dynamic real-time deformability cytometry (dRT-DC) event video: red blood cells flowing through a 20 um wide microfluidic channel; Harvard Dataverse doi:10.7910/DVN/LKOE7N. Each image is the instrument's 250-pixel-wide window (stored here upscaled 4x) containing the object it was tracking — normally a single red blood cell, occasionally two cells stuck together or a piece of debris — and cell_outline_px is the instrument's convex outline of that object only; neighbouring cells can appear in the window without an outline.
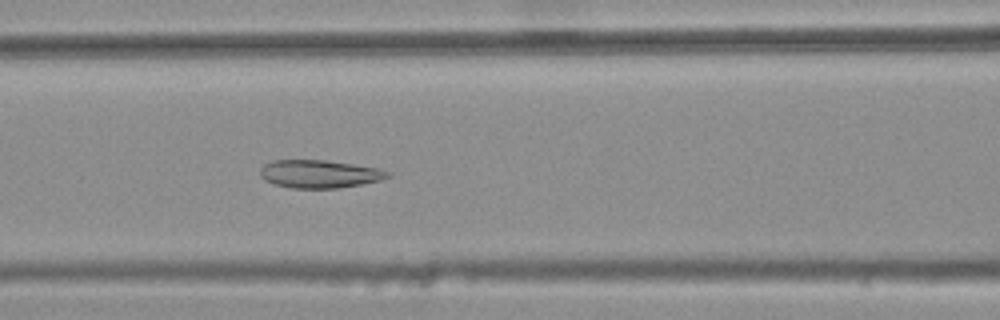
{"species": "common noctule bat (a hibernating species)", "species_latin": "Nyctalus noctula", "temperature_condition": "warm", "stored_images_in_passage": 47, "camera_frame_rate_fps": 3000, "um_per_image_px": 0.085, "animal": {"sex": "female", "body_mass_g": 25.1}, "frame": {"image": 1, "passage_image": 23, "time_ms": 7.333, "image_size_px": [1000, 320], "cell_outline_px": [[392, 176], [380, 180], [340, 188], [292, 188], [276, 184], [264, 180], [260, 176], [260, 168], [264, 164], [272, 160], [324, 160], [352, 164], [376, 168], [392, 172]], "centroid_in_image_um": [27.14, 14.78], "position_along_channel_um": 139.5, "area_um2": 20.75}}
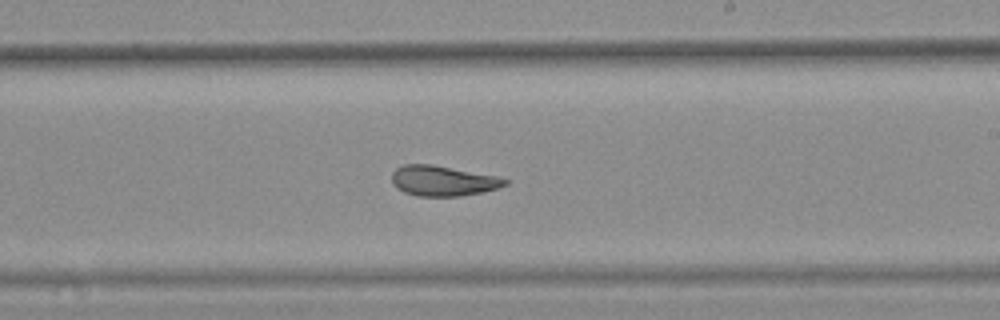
{"frame": {"image": 2, "passage_image": 32, "time_ms": 10.333, "image_size_px": [1000, 320], "cell_outline_px": [[508, 184], [496, 188], [480, 192], [460, 196], [416, 196], [404, 192], [396, 188], [392, 184], [392, 172], [396, 168], [404, 164], [432, 164], [496, 176], [508, 180]], "centroid_in_image_um": [37.59, 15.37], "position_along_channel_um": 251.4, "area_um2": 19.88}}
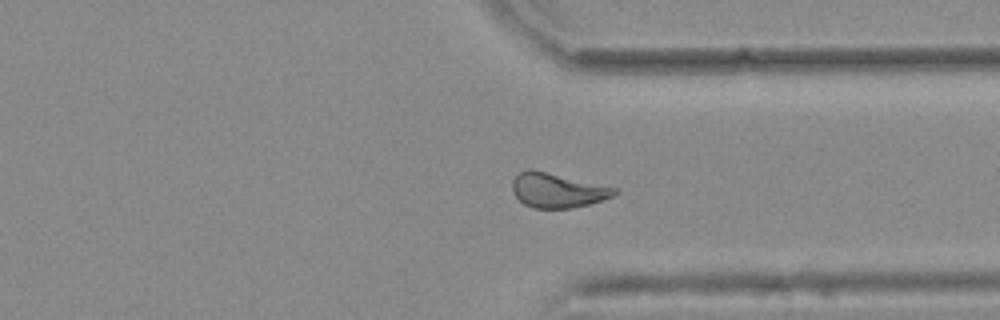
{"frame": {"image": 3, "passage_image": 41, "time_ms": 13.333, "image_size_px": [1000, 320], "cell_outline_px": [[620, 192], [612, 196], [588, 204], [572, 208], [532, 208], [524, 204], [512, 192], [512, 180], [520, 172], [528, 168], [532, 168], [620, 188]], "centroid_in_image_um": [47.39, 16.16], "position_along_channel_um": 364.0, "area_um2": 20.87}, "authors_computed_cell_mechanics": {"area_um2": 21.386, "velocity_mm_per_s": 3.7394, "shape_relaxation_time_tau1_ms": null, "shape_relaxation_time_tau2_ms": 1.8435, "deformation_change_tau1": null, "deformation_change_tau2": 0.0789}}